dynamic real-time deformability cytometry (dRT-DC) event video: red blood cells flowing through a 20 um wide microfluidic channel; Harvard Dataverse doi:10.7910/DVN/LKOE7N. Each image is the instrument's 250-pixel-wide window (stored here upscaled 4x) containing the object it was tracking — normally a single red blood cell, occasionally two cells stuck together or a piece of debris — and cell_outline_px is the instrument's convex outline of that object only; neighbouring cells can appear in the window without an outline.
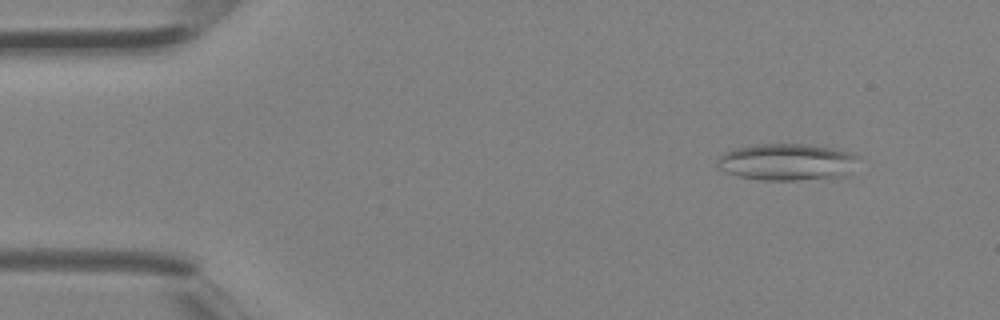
{"species": "Egyptian fruit bat (a non-hibernating species)", "species_latin": "Rousettus aegyptiacus", "temperature_condition": "room temperature", "stored_images_in_passage": 4, "camera_frame_rate_fps": 3000, "um_per_image_px": 0.085, "animal": {"sex": "female"}, "frame": {"image": 1, "passage_image": 2, "time_ms": 0.333, "image_size_px": [1000, 320], "cell_outline_px": [[860, 156], [848, 176], [796, 180], [764, 180], [740, 176], [728, 172], [720, 168], [716, 164], [716, 160], [724, 152], [732, 148], [756, 144], [804, 144], [832, 148], [852, 152]], "centroid_in_image_um": [66.92, 13.76], "position_along_channel_um": 18.1, "area_um2": 30.4}}